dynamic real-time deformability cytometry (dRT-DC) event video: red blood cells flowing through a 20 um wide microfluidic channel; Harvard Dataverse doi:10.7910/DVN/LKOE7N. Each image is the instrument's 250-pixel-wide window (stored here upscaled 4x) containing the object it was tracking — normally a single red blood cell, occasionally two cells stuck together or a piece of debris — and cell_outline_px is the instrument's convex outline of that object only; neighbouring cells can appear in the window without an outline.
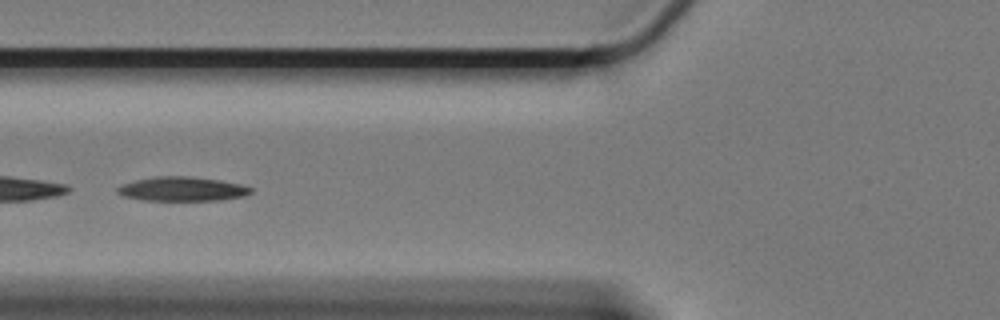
{"species": "Egyptian fruit bat (a non-hibernating species)", "species_latin": "Rousettus aegyptiacus", "temperature_condition": "cold", "stored_images_in_passage": 43, "camera_frame_rate_fps": 3000, "um_per_image_px": 0.085, "animal": {"sex": "female"}, "frame": {"image": 1, "passage_image": 7, "time_ms": 2.0, "image_size_px": [1000, 320], "cell_outline_px": [[252, 192], [244, 196], [220, 200], [144, 200], [124, 196], [116, 192], [116, 188], [124, 184], [136, 180], [156, 176], [192, 176], [220, 180], [240, 184], [252, 188]], "centroid_in_image_um": [15.5, 16.06], "position_along_channel_um": 110.3, "area_um2": 18.73}, "authors_computed_cell_mechanics": {"area_um2": 18.785, "velocity_mm_per_s": 3.2919, "shape_relaxation_time_tau1_ms": 6.6298, "shape_relaxation_time_tau2_ms": null, "deformation_change_tau1": 0.1531, "deformation_change_tau2": null}}